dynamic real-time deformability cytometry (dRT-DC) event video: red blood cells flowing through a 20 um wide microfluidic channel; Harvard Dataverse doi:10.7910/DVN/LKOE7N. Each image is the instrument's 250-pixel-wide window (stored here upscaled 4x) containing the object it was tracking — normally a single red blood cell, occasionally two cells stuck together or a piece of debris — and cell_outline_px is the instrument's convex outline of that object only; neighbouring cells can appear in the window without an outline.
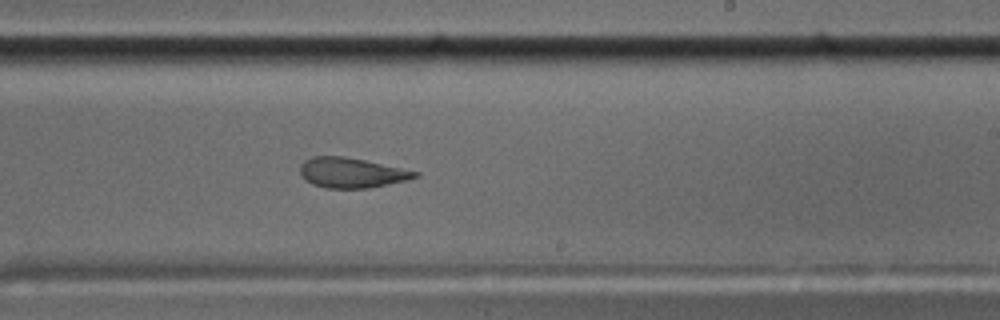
{"species": "common noctule bat (a hibernating species)", "species_latin": "Nyctalus noctula", "temperature_condition": "cold", "stored_images_in_passage": 39, "camera_frame_rate_fps": 3000, "um_per_image_px": 0.085, "animal": {"sex": "male", "body_mass_g": 17.5, "forearm_length_mm": 52.3}, "frame": {"image": 1, "passage_image": 23, "time_ms": 7.333, "image_size_px": [1000, 320], "cell_outline_px": [[420, 176], [408, 180], [368, 188], [328, 188], [312, 184], [300, 172], [300, 164], [304, 160], [312, 156], [344, 156], [364, 160], [420, 172]], "centroid_in_image_um": [29.9, 14.68], "position_along_channel_um": 259.1, "area_um2": 20.0}, "authors_computed_cell_mechanics": {"area_um2": 21.2126, "velocity_mm_per_s": 3.5306, "shape_relaxation_time_tau1_ms": null, "shape_relaxation_time_tau2_ms": 2.8393, "deformation_change_tau1": null, "deformation_change_tau2": 0.1119}}